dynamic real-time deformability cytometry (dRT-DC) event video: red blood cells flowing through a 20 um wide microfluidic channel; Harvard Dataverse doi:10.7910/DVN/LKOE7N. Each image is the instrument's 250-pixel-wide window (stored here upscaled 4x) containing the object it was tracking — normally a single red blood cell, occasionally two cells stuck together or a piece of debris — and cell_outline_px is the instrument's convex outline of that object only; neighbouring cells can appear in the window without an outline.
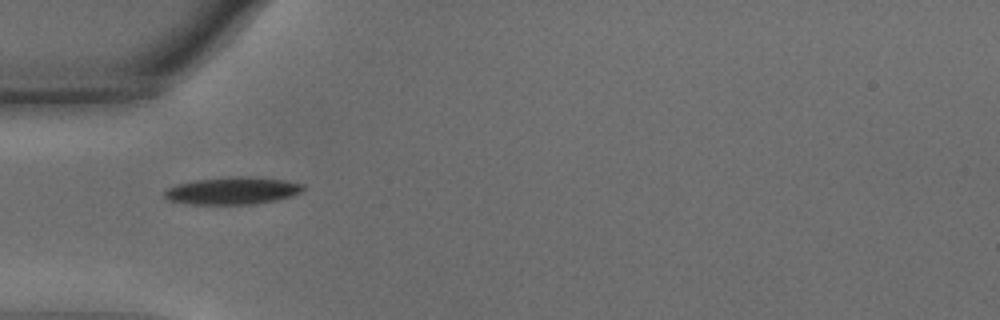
{"species": "common noctule bat (a hibernating species)", "species_latin": "Nyctalus noctula", "temperature_condition": "warm", "stored_images_in_passage": 3, "camera_frame_rate_fps": 3000, "um_per_image_px": 0.085, "animal": {"sex": "male", "body_mass_g": 15.6}, "frame": {"image": 1, "passage_image": 1, "time_ms": 0.0, "image_size_px": [1000, 320], "cell_outline_px": [[304, 188], [300, 192], [292, 196], [276, 200], [252, 204], [188, 204], [168, 200], [164, 196], [164, 192], [168, 188], [176, 184], [196, 180], [228, 176], [248, 176], [284, 180], [304, 184]], "centroid_in_image_um": [19.75, 16.2], "position_along_channel_um": 65.2, "area_um2": 22.14}}